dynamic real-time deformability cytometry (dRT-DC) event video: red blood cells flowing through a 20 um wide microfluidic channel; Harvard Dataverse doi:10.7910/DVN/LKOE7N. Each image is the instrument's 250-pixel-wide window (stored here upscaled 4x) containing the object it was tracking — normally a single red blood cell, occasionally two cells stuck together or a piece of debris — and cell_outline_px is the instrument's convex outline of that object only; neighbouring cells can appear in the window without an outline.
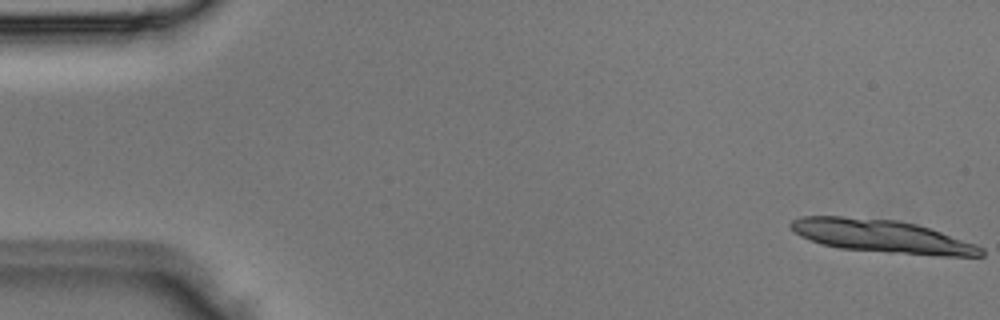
{"species": "Egyptian fruit bat (a non-hibernating species)", "species_latin": "Rousettus aegyptiacus", "temperature_condition": "room temperature", "stored_images_in_passage": 3, "camera_frame_rate_fps": 3000, "um_per_image_px": 0.085, "animal": {"sex": "male"}, "frame": {"image": 1, "passage_image": 1, "time_ms": 0.0, "image_size_px": [1000, 320], "cell_outline_px": [[984, 256], [944, 256], [888, 252], [840, 248], [820, 244], [800, 236], [788, 224], [792, 220], [800, 216], [844, 216], [900, 220], [916, 224], [976, 244], [984, 248]], "centroid_in_image_um": [74.94, 20.07], "position_along_channel_um": 10.1, "area_um2": 36.41}}